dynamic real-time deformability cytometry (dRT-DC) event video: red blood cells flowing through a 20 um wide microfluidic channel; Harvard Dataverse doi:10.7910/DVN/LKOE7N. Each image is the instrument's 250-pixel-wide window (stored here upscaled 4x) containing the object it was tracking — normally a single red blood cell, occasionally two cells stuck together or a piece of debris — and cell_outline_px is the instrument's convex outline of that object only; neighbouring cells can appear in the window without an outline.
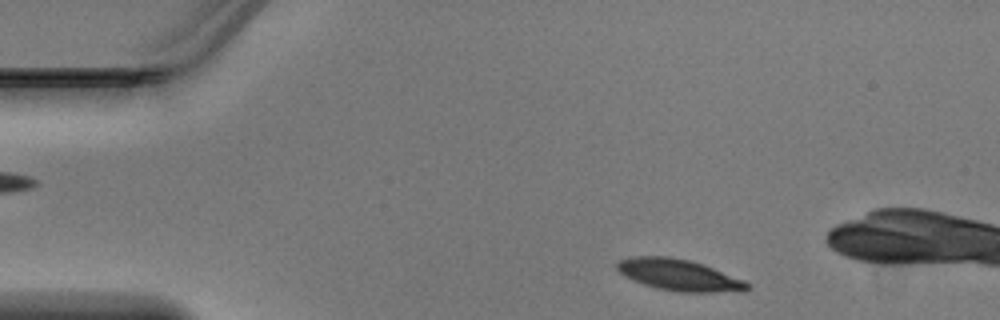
{"species": "Egyptian fruit bat (a non-hibernating species)", "species_latin": "Rousettus aegyptiacus", "temperature_condition": "warm", "stored_images_in_passage": 42, "camera_frame_rate_fps": 3000, "um_per_image_px": 0.085, "animal": {"sex": "male"}, "frame": {"image": 1, "passage_image": 2, "time_ms": 0.333, "image_size_px": [1000, 320], "cell_outline_px": [[748, 288], [744, 292], [676, 292], [656, 288], [644, 284], [624, 276], [616, 268], [616, 264], [620, 260], [632, 256], [668, 256], [688, 260], [712, 268], [740, 280], [748, 284]], "centroid_in_image_um": [57.64, 23.38], "position_along_channel_um": 27.4, "area_um2": 23.41}}
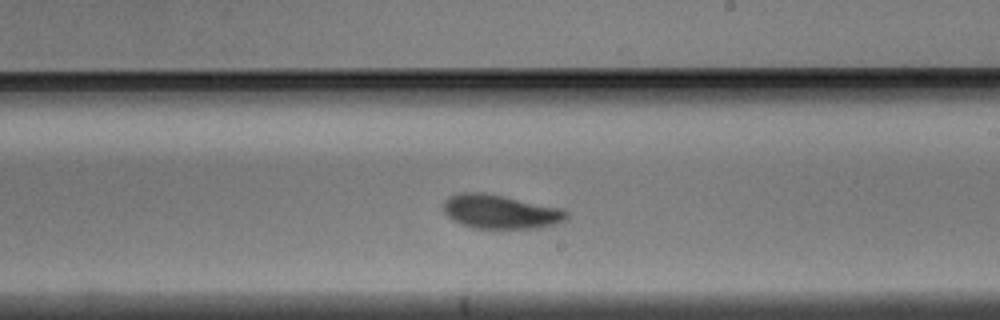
{"frame": {"image": 2, "passage_image": 22, "time_ms": 7.0, "image_size_px": [1000, 320], "cell_outline_px": [[568, 216], [564, 220], [552, 224], [536, 228], [472, 228], [460, 224], [452, 220], [444, 212], [444, 200], [448, 196], [460, 192], [484, 192], [564, 208], [568, 212]], "centroid_in_image_um": [42.51, 17.98], "position_along_channel_um": 246.5, "area_um2": 24.51}}
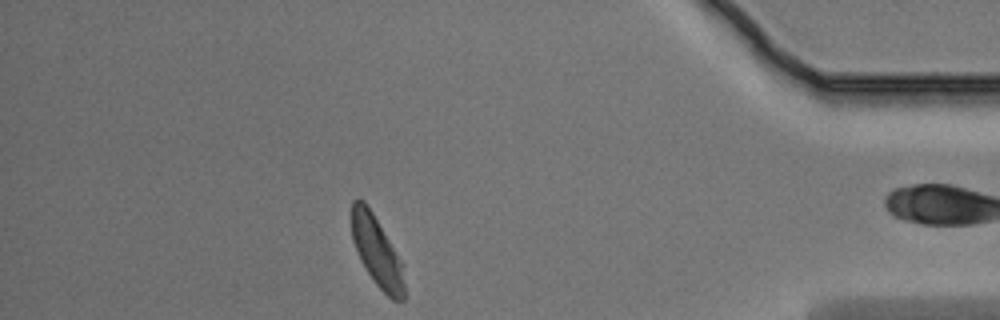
{"frame": {"image": 3, "passage_image": 36, "time_ms": 11.667, "image_size_px": [1000, 320], "cell_outline_px": [[404, 300], [392, 300], [376, 284], [360, 260], [352, 240], [352, 200], [364, 200], [372, 212], [404, 264]], "centroid_in_image_um": [32.05, 21.39], "position_along_channel_um": 403.1, "area_um2": 21.39}}